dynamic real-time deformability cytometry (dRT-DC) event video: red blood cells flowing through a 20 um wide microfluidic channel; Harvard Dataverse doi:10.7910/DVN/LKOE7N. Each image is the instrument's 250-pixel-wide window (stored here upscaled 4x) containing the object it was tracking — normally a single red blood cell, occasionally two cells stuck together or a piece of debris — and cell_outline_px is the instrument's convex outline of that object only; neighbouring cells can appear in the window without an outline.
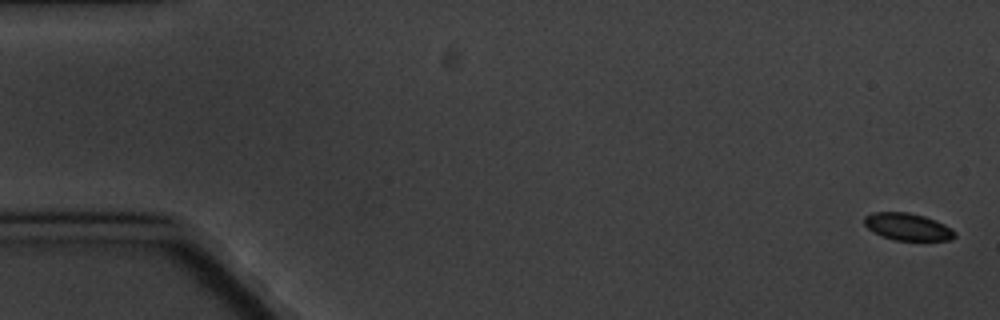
{"species": "common noctule bat (a hibernating species)", "species_latin": "Nyctalus noctula", "temperature_condition": "cold", "stored_images_in_passage": 6, "segment_of_instrument_passage": [1, 2], "camera_frame_rate_fps": 3000, "um_per_image_px": 0.085, "animal": {"sex": "male", "body_mass_g": 20.1, "forearm_length_mm": 53.5}, "frame": {"image": 1, "passage_image": 1, "time_ms": 0.0, "image_size_px": [1000, 320], "cell_outline_px": [[956, 236], [952, 240], [896, 240], [880, 236], [872, 232], [864, 224], [864, 216], [872, 212], [908, 212], [924, 216], [936, 220], [952, 228], [956, 232]], "centroid_in_image_um": [77.15, 19.27], "position_along_channel_um": 7.9, "area_um2": 14.51}}
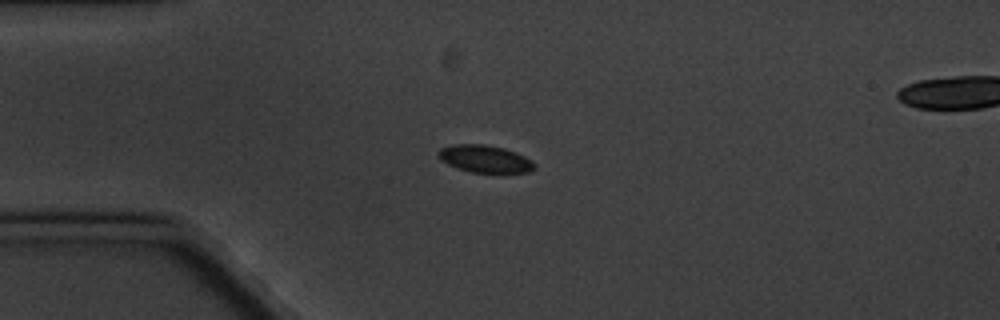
{"frame": {"image": 2, "passage_image": 5, "time_ms": 4.667, "image_size_px": [1000, 320], "cell_outline_px": [[536, 164], [528, 172], [504, 176], [472, 172], [456, 168], [440, 160], [436, 156], [440, 148], [456, 144], [484, 144], [504, 148], [516, 152], [524, 156]], "centroid_in_image_um": [41.24, 13.55], "position_along_channel_um": 43.8, "area_um2": 16.01}}